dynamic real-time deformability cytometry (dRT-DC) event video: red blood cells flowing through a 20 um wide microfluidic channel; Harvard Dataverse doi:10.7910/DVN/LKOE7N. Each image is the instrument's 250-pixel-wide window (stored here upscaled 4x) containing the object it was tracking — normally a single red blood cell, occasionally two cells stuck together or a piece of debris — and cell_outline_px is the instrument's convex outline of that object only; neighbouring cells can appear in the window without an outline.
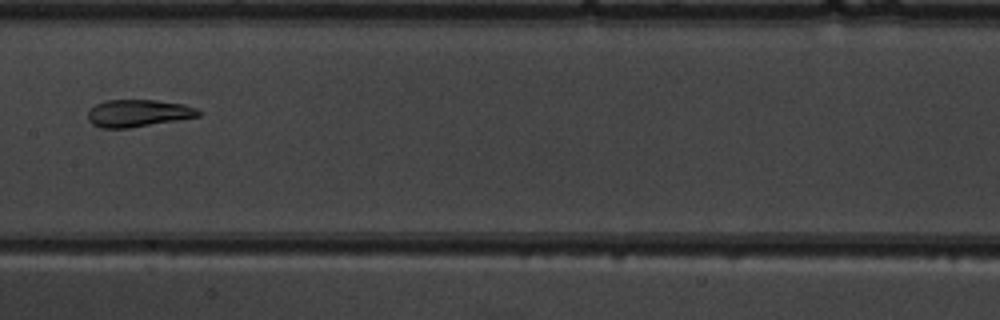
{"species": "common noctule bat (a hibernating species)", "species_latin": "Nyctalus noctula", "temperature_condition": "warm", "stored_images_in_passage": 5, "camera_frame_rate_fps": 3000, "um_per_image_px": 0.085, "animal": {"sex": "male", "body_mass_g": 19.5, "forearm_length_mm": 54.6}, "frame": {"image": 1, "passage_image": 5, "time_ms": 5.333, "image_size_px": [1000, 320], "cell_outline_px": [[200, 116], [128, 128], [100, 128], [92, 124], [88, 120], [88, 112], [96, 104], [104, 100], [156, 100], [184, 104], [196, 108], [200, 112]], "centroid_in_image_um": [11.72, 9.62], "position_along_channel_um": 195.7, "area_um2": 17.46}}